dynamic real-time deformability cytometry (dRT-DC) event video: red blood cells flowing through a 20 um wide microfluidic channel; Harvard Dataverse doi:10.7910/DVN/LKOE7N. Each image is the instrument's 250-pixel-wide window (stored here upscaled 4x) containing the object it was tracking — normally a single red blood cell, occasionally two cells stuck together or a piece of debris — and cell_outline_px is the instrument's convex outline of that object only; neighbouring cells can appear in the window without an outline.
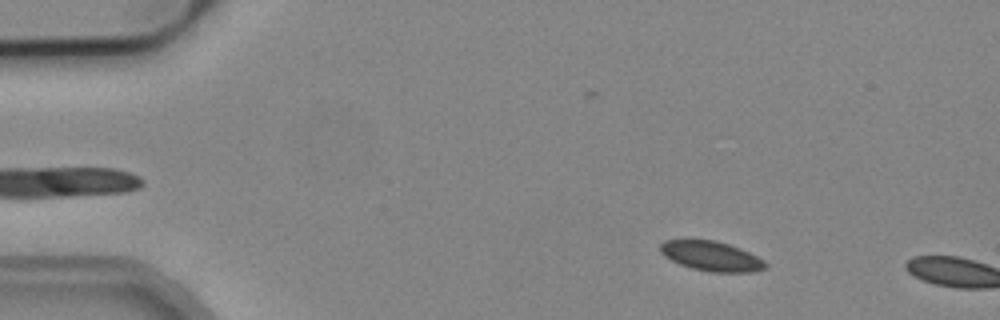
{"species": "common noctule bat (a hibernating species)", "species_latin": "Nyctalus noctula", "temperature_condition": "cold", "stored_images_in_passage": 3, "camera_frame_rate_fps": 3000, "um_per_image_px": 0.085, "animal": {"sex": "male", "body_mass_g": 19.2, "forearm_length_mm": 51.8}, "frame": {"image": 1, "passage_image": 2, "time_ms": 0.333, "image_size_px": [1000, 320], "cell_outline_px": [[768, 268], [752, 272], [712, 272], [692, 268], [680, 264], [664, 256], [660, 252], [660, 244], [664, 240], [684, 236], [688, 236], [716, 240], [740, 248], [764, 260], [768, 264]], "centroid_in_image_um": [60.4, 21.71], "position_along_channel_um": 24.6, "area_um2": 19.02}}